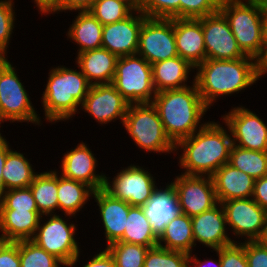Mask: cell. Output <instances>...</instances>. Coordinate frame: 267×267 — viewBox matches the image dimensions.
Segmentation results:
<instances>
[{
	"instance_id": "1",
	"label": "cell",
	"mask_w": 267,
	"mask_h": 267,
	"mask_svg": "<svg viewBox=\"0 0 267 267\" xmlns=\"http://www.w3.org/2000/svg\"><path fill=\"white\" fill-rule=\"evenodd\" d=\"M219 123L207 121L201 129L175 145L176 155L179 156L178 166L185 171L182 174L212 176L229 163L232 135L226 124L225 127ZM178 151L182 153L179 155Z\"/></svg>"
},
{
	"instance_id": "2",
	"label": "cell",
	"mask_w": 267,
	"mask_h": 267,
	"mask_svg": "<svg viewBox=\"0 0 267 267\" xmlns=\"http://www.w3.org/2000/svg\"><path fill=\"white\" fill-rule=\"evenodd\" d=\"M195 70L197 72L193 78L209 110L218 98L237 94L258 81L256 59L252 57L234 60L206 59Z\"/></svg>"
},
{
	"instance_id": "3",
	"label": "cell",
	"mask_w": 267,
	"mask_h": 267,
	"mask_svg": "<svg viewBox=\"0 0 267 267\" xmlns=\"http://www.w3.org/2000/svg\"><path fill=\"white\" fill-rule=\"evenodd\" d=\"M182 89L165 90L156 93L152 104L156 107L164 130L176 145L181 139L191 136L207 122L204 116L208 107L198 92L195 79Z\"/></svg>"
},
{
	"instance_id": "4",
	"label": "cell",
	"mask_w": 267,
	"mask_h": 267,
	"mask_svg": "<svg viewBox=\"0 0 267 267\" xmlns=\"http://www.w3.org/2000/svg\"><path fill=\"white\" fill-rule=\"evenodd\" d=\"M49 70L41 97L44 116L51 124L65 122L80 112L92 85L80 69L59 65Z\"/></svg>"
},
{
	"instance_id": "5",
	"label": "cell",
	"mask_w": 267,
	"mask_h": 267,
	"mask_svg": "<svg viewBox=\"0 0 267 267\" xmlns=\"http://www.w3.org/2000/svg\"><path fill=\"white\" fill-rule=\"evenodd\" d=\"M219 11L227 19L241 51L257 59L264 47L263 12L257 0H222Z\"/></svg>"
},
{
	"instance_id": "6",
	"label": "cell",
	"mask_w": 267,
	"mask_h": 267,
	"mask_svg": "<svg viewBox=\"0 0 267 267\" xmlns=\"http://www.w3.org/2000/svg\"><path fill=\"white\" fill-rule=\"evenodd\" d=\"M136 146L146 152L175 154V144L167 136L156 107L152 103L130 104L122 122Z\"/></svg>"
},
{
	"instance_id": "7",
	"label": "cell",
	"mask_w": 267,
	"mask_h": 267,
	"mask_svg": "<svg viewBox=\"0 0 267 267\" xmlns=\"http://www.w3.org/2000/svg\"><path fill=\"white\" fill-rule=\"evenodd\" d=\"M62 217L59 213L41 216L32 241L58 258L65 267H75L81 252L79 242L75 238L78 226L69 222V218Z\"/></svg>"
},
{
	"instance_id": "8",
	"label": "cell",
	"mask_w": 267,
	"mask_h": 267,
	"mask_svg": "<svg viewBox=\"0 0 267 267\" xmlns=\"http://www.w3.org/2000/svg\"><path fill=\"white\" fill-rule=\"evenodd\" d=\"M112 84L130 104L152 103L156 95L152 66L138 54L118 58Z\"/></svg>"
},
{
	"instance_id": "9",
	"label": "cell",
	"mask_w": 267,
	"mask_h": 267,
	"mask_svg": "<svg viewBox=\"0 0 267 267\" xmlns=\"http://www.w3.org/2000/svg\"><path fill=\"white\" fill-rule=\"evenodd\" d=\"M16 67L10 61L0 72V120L4 122H27L42 125L28 91L17 75Z\"/></svg>"
},
{
	"instance_id": "10",
	"label": "cell",
	"mask_w": 267,
	"mask_h": 267,
	"mask_svg": "<svg viewBox=\"0 0 267 267\" xmlns=\"http://www.w3.org/2000/svg\"><path fill=\"white\" fill-rule=\"evenodd\" d=\"M144 166L130 164L111 177L105 176L104 190L131 206L142 207L158 187L155 177ZM153 175V176H152Z\"/></svg>"
},
{
	"instance_id": "11",
	"label": "cell",
	"mask_w": 267,
	"mask_h": 267,
	"mask_svg": "<svg viewBox=\"0 0 267 267\" xmlns=\"http://www.w3.org/2000/svg\"><path fill=\"white\" fill-rule=\"evenodd\" d=\"M227 227L237 239L244 241L259 240L267 220V211L252 198L231 199L221 202ZM233 232V233H232Z\"/></svg>"
},
{
	"instance_id": "12",
	"label": "cell",
	"mask_w": 267,
	"mask_h": 267,
	"mask_svg": "<svg viewBox=\"0 0 267 267\" xmlns=\"http://www.w3.org/2000/svg\"><path fill=\"white\" fill-rule=\"evenodd\" d=\"M137 54L151 65L177 57L174 18H146L142 24Z\"/></svg>"
},
{
	"instance_id": "13",
	"label": "cell",
	"mask_w": 267,
	"mask_h": 267,
	"mask_svg": "<svg viewBox=\"0 0 267 267\" xmlns=\"http://www.w3.org/2000/svg\"><path fill=\"white\" fill-rule=\"evenodd\" d=\"M221 118L230 129L233 145L267 152V124L258 114L240 105L232 107Z\"/></svg>"
},
{
	"instance_id": "14",
	"label": "cell",
	"mask_w": 267,
	"mask_h": 267,
	"mask_svg": "<svg viewBox=\"0 0 267 267\" xmlns=\"http://www.w3.org/2000/svg\"><path fill=\"white\" fill-rule=\"evenodd\" d=\"M174 180V181H173ZM171 181L179 198L180 211L193 217L218 204L212 176L178 174Z\"/></svg>"
},
{
	"instance_id": "15",
	"label": "cell",
	"mask_w": 267,
	"mask_h": 267,
	"mask_svg": "<svg viewBox=\"0 0 267 267\" xmlns=\"http://www.w3.org/2000/svg\"><path fill=\"white\" fill-rule=\"evenodd\" d=\"M198 20L202 24L206 59L234 60L249 57L241 51L227 19L220 11Z\"/></svg>"
},
{
	"instance_id": "16",
	"label": "cell",
	"mask_w": 267,
	"mask_h": 267,
	"mask_svg": "<svg viewBox=\"0 0 267 267\" xmlns=\"http://www.w3.org/2000/svg\"><path fill=\"white\" fill-rule=\"evenodd\" d=\"M130 103L116 90L112 83L90 87L81 109L93 117L99 125L125 119Z\"/></svg>"
},
{
	"instance_id": "17",
	"label": "cell",
	"mask_w": 267,
	"mask_h": 267,
	"mask_svg": "<svg viewBox=\"0 0 267 267\" xmlns=\"http://www.w3.org/2000/svg\"><path fill=\"white\" fill-rule=\"evenodd\" d=\"M146 18L141 11L135 10L124 20L103 25L101 48L118 57L137 54L139 34Z\"/></svg>"
},
{
	"instance_id": "18",
	"label": "cell",
	"mask_w": 267,
	"mask_h": 267,
	"mask_svg": "<svg viewBox=\"0 0 267 267\" xmlns=\"http://www.w3.org/2000/svg\"><path fill=\"white\" fill-rule=\"evenodd\" d=\"M95 156L88 144L81 141L74 149L72 148L63 154L58 173L64 177L82 182L94 191L103 189L106 174L102 172L97 174L98 160Z\"/></svg>"
},
{
	"instance_id": "19",
	"label": "cell",
	"mask_w": 267,
	"mask_h": 267,
	"mask_svg": "<svg viewBox=\"0 0 267 267\" xmlns=\"http://www.w3.org/2000/svg\"><path fill=\"white\" fill-rule=\"evenodd\" d=\"M194 247L196 243L212 250L230 245L234 242L228 234L225 213L221 203L212 209L191 217Z\"/></svg>"
},
{
	"instance_id": "20",
	"label": "cell",
	"mask_w": 267,
	"mask_h": 267,
	"mask_svg": "<svg viewBox=\"0 0 267 267\" xmlns=\"http://www.w3.org/2000/svg\"><path fill=\"white\" fill-rule=\"evenodd\" d=\"M142 209L152 231L159 238L166 225L181 213L173 184L168 182L165 187H157Z\"/></svg>"
},
{
	"instance_id": "21",
	"label": "cell",
	"mask_w": 267,
	"mask_h": 267,
	"mask_svg": "<svg viewBox=\"0 0 267 267\" xmlns=\"http://www.w3.org/2000/svg\"><path fill=\"white\" fill-rule=\"evenodd\" d=\"M174 35L178 56L195 68L206 60L202 24L198 19L174 18Z\"/></svg>"
},
{
	"instance_id": "22",
	"label": "cell",
	"mask_w": 267,
	"mask_h": 267,
	"mask_svg": "<svg viewBox=\"0 0 267 267\" xmlns=\"http://www.w3.org/2000/svg\"><path fill=\"white\" fill-rule=\"evenodd\" d=\"M92 199L97 202V210L100 211L106 246L119 241L123 237L131 205L112 197L104 189L94 191Z\"/></svg>"
},
{
	"instance_id": "23",
	"label": "cell",
	"mask_w": 267,
	"mask_h": 267,
	"mask_svg": "<svg viewBox=\"0 0 267 267\" xmlns=\"http://www.w3.org/2000/svg\"><path fill=\"white\" fill-rule=\"evenodd\" d=\"M218 203L239 198H252L255 179L245 172L224 164L212 175Z\"/></svg>"
},
{
	"instance_id": "24",
	"label": "cell",
	"mask_w": 267,
	"mask_h": 267,
	"mask_svg": "<svg viewBox=\"0 0 267 267\" xmlns=\"http://www.w3.org/2000/svg\"><path fill=\"white\" fill-rule=\"evenodd\" d=\"M118 58L107 49L99 48L77 54L75 65L91 85L108 84L113 82Z\"/></svg>"
},
{
	"instance_id": "25",
	"label": "cell",
	"mask_w": 267,
	"mask_h": 267,
	"mask_svg": "<svg viewBox=\"0 0 267 267\" xmlns=\"http://www.w3.org/2000/svg\"><path fill=\"white\" fill-rule=\"evenodd\" d=\"M41 214L38 211L0 209V232L6 242L32 240Z\"/></svg>"
},
{
	"instance_id": "26",
	"label": "cell",
	"mask_w": 267,
	"mask_h": 267,
	"mask_svg": "<svg viewBox=\"0 0 267 267\" xmlns=\"http://www.w3.org/2000/svg\"><path fill=\"white\" fill-rule=\"evenodd\" d=\"M151 66L156 93L190 86L189 75L191 71L195 72V67L180 56L153 63Z\"/></svg>"
},
{
	"instance_id": "27",
	"label": "cell",
	"mask_w": 267,
	"mask_h": 267,
	"mask_svg": "<svg viewBox=\"0 0 267 267\" xmlns=\"http://www.w3.org/2000/svg\"><path fill=\"white\" fill-rule=\"evenodd\" d=\"M74 17L66 36L78 45L77 54L101 48L103 25L89 11H78Z\"/></svg>"
},
{
	"instance_id": "28",
	"label": "cell",
	"mask_w": 267,
	"mask_h": 267,
	"mask_svg": "<svg viewBox=\"0 0 267 267\" xmlns=\"http://www.w3.org/2000/svg\"><path fill=\"white\" fill-rule=\"evenodd\" d=\"M93 194L94 190L90 186L58 173V210L64 213L65 218H75Z\"/></svg>"
},
{
	"instance_id": "29",
	"label": "cell",
	"mask_w": 267,
	"mask_h": 267,
	"mask_svg": "<svg viewBox=\"0 0 267 267\" xmlns=\"http://www.w3.org/2000/svg\"><path fill=\"white\" fill-rule=\"evenodd\" d=\"M158 246L187 254L194 253V239L191 217L180 213L170 221L158 238Z\"/></svg>"
},
{
	"instance_id": "30",
	"label": "cell",
	"mask_w": 267,
	"mask_h": 267,
	"mask_svg": "<svg viewBox=\"0 0 267 267\" xmlns=\"http://www.w3.org/2000/svg\"><path fill=\"white\" fill-rule=\"evenodd\" d=\"M38 212L44 215L57 214L58 210V171L39 172L30 184Z\"/></svg>"
},
{
	"instance_id": "31",
	"label": "cell",
	"mask_w": 267,
	"mask_h": 267,
	"mask_svg": "<svg viewBox=\"0 0 267 267\" xmlns=\"http://www.w3.org/2000/svg\"><path fill=\"white\" fill-rule=\"evenodd\" d=\"M30 160L17 150L12 149L6 157L3 167L5 191L29 187L38 172H35Z\"/></svg>"
},
{
	"instance_id": "32",
	"label": "cell",
	"mask_w": 267,
	"mask_h": 267,
	"mask_svg": "<svg viewBox=\"0 0 267 267\" xmlns=\"http://www.w3.org/2000/svg\"><path fill=\"white\" fill-rule=\"evenodd\" d=\"M121 242L143 245L149 248L158 245V237L151 229L142 207L131 206Z\"/></svg>"
},
{
	"instance_id": "33",
	"label": "cell",
	"mask_w": 267,
	"mask_h": 267,
	"mask_svg": "<svg viewBox=\"0 0 267 267\" xmlns=\"http://www.w3.org/2000/svg\"><path fill=\"white\" fill-rule=\"evenodd\" d=\"M229 164L258 179L267 175V152L247 150L233 145Z\"/></svg>"
},
{
	"instance_id": "34",
	"label": "cell",
	"mask_w": 267,
	"mask_h": 267,
	"mask_svg": "<svg viewBox=\"0 0 267 267\" xmlns=\"http://www.w3.org/2000/svg\"><path fill=\"white\" fill-rule=\"evenodd\" d=\"M105 249L113 257L117 267H143L149 247L117 241Z\"/></svg>"
},
{
	"instance_id": "35",
	"label": "cell",
	"mask_w": 267,
	"mask_h": 267,
	"mask_svg": "<svg viewBox=\"0 0 267 267\" xmlns=\"http://www.w3.org/2000/svg\"><path fill=\"white\" fill-rule=\"evenodd\" d=\"M102 25L130 16L135 9L124 0H97L88 10Z\"/></svg>"
},
{
	"instance_id": "36",
	"label": "cell",
	"mask_w": 267,
	"mask_h": 267,
	"mask_svg": "<svg viewBox=\"0 0 267 267\" xmlns=\"http://www.w3.org/2000/svg\"><path fill=\"white\" fill-rule=\"evenodd\" d=\"M19 256L20 267H65L58 258L32 240L19 241Z\"/></svg>"
},
{
	"instance_id": "37",
	"label": "cell",
	"mask_w": 267,
	"mask_h": 267,
	"mask_svg": "<svg viewBox=\"0 0 267 267\" xmlns=\"http://www.w3.org/2000/svg\"><path fill=\"white\" fill-rule=\"evenodd\" d=\"M143 267H189V254L157 245L149 248Z\"/></svg>"
},
{
	"instance_id": "38",
	"label": "cell",
	"mask_w": 267,
	"mask_h": 267,
	"mask_svg": "<svg viewBox=\"0 0 267 267\" xmlns=\"http://www.w3.org/2000/svg\"><path fill=\"white\" fill-rule=\"evenodd\" d=\"M0 209L38 211L30 187L6 190L0 197Z\"/></svg>"
},
{
	"instance_id": "39",
	"label": "cell",
	"mask_w": 267,
	"mask_h": 267,
	"mask_svg": "<svg viewBox=\"0 0 267 267\" xmlns=\"http://www.w3.org/2000/svg\"><path fill=\"white\" fill-rule=\"evenodd\" d=\"M14 0H0V54L7 55L8 45L15 28L16 14Z\"/></svg>"
},
{
	"instance_id": "40",
	"label": "cell",
	"mask_w": 267,
	"mask_h": 267,
	"mask_svg": "<svg viewBox=\"0 0 267 267\" xmlns=\"http://www.w3.org/2000/svg\"><path fill=\"white\" fill-rule=\"evenodd\" d=\"M139 11L148 18H180V0H142Z\"/></svg>"
},
{
	"instance_id": "41",
	"label": "cell",
	"mask_w": 267,
	"mask_h": 267,
	"mask_svg": "<svg viewBox=\"0 0 267 267\" xmlns=\"http://www.w3.org/2000/svg\"><path fill=\"white\" fill-rule=\"evenodd\" d=\"M222 0H180L181 19H199L219 11Z\"/></svg>"
},
{
	"instance_id": "42",
	"label": "cell",
	"mask_w": 267,
	"mask_h": 267,
	"mask_svg": "<svg viewBox=\"0 0 267 267\" xmlns=\"http://www.w3.org/2000/svg\"><path fill=\"white\" fill-rule=\"evenodd\" d=\"M221 267H248L244 241L233 242L219 249Z\"/></svg>"
},
{
	"instance_id": "43",
	"label": "cell",
	"mask_w": 267,
	"mask_h": 267,
	"mask_svg": "<svg viewBox=\"0 0 267 267\" xmlns=\"http://www.w3.org/2000/svg\"><path fill=\"white\" fill-rule=\"evenodd\" d=\"M248 267H267V247L259 240L244 241Z\"/></svg>"
},
{
	"instance_id": "44",
	"label": "cell",
	"mask_w": 267,
	"mask_h": 267,
	"mask_svg": "<svg viewBox=\"0 0 267 267\" xmlns=\"http://www.w3.org/2000/svg\"><path fill=\"white\" fill-rule=\"evenodd\" d=\"M0 267H20L19 241L5 242L0 247Z\"/></svg>"
},
{
	"instance_id": "45",
	"label": "cell",
	"mask_w": 267,
	"mask_h": 267,
	"mask_svg": "<svg viewBox=\"0 0 267 267\" xmlns=\"http://www.w3.org/2000/svg\"><path fill=\"white\" fill-rule=\"evenodd\" d=\"M252 199L267 211V175L255 179Z\"/></svg>"
},
{
	"instance_id": "46",
	"label": "cell",
	"mask_w": 267,
	"mask_h": 267,
	"mask_svg": "<svg viewBox=\"0 0 267 267\" xmlns=\"http://www.w3.org/2000/svg\"><path fill=\"white\" fill-rule=\"evenodd\" d=\"M95 255L83 264V267H117L113 257L109 254V252L104 249Z\"/></svg>"
},
{
	"instance_id": "47",
	"label": "cell",
	"mask_w": 267,
	"mask_h": 267,
	"mask_svg": "<svg viewBox=\"0 0 267 267\" xmlns=\"http://www.w3.org/2000/svg\"><path fill=\"white\" fill-rule=\"evenodd\" d=\"M97 0H62L61 12L88 11Z\"/></svg>"
},
{
	"instance_id": "48",
	"label": "cell",
	"mask_w": 267,
	"mask_h": 267,
	"mask_svg": "<svg viewBox=\"0 0 267 267\" xmlns=\"http://www.w3.org/2000/svg\"><path fill=\"white\" fill-rule=\"evenodd\" d=\"M39 14L50 15L61 12L62 0H32Z\"/></svg>"
},
{
	"instance_id": "49",
	"label": "cell",
	"mask_w": 267,
	"mask_h": 267,
	"mask_svg": "<svg viewBox=\"0 0 267 267\" xmlns=\"http://www.w3.org/2000/svg\"><path fill=\"white\" fill-rule=\"evenodd\" d=\"M216 252V256H218V261L214 259H204L200 260L198 257H196V254H189V267H221L220 263V255H219V249L213 250Z\"/></svg>"
},
{
	"instance_id": "50",
	"label": "cell",
	"mask_w": 267,
	"mask_h": 267,
	"mask_svg": "<svg viewBox=\"0 0 267 267\" xmlns=\"http://www.w3.org/2000/svg\"><path fill=\"white\" fill-rule=\"evenodd\" d=\"M12 150L11 146L9 145V142L6 140V138L0 142V197L5 192V183L3 181V167L6 162L7 154Z\"/></svg>"
},
{
	"instance_id": "51",
	"label": "cell",
	"mask_w": 267,
	"mask_h": 267,
	"mask_svg": "<svg viewBox=\"0 0 267 267\" xmlns=\"http://www.w3.org/2000/svg\"><path fill=\"white\" fill-rule=\"evenodd\" d=\"M256 66H257V78L258 80H260L261 77L267 74V46L263 47L262 53L256 59Z\"/></svg>"
},
{
	"instance_id": "52",
	"label": "cell",
	"mask_w": 267,
	"mask_h": 267,
	"mask_svg": "<svg viewBox=\"0 0 267 267\" xmlns=\"http://www.w3.org/2000/svg\"><path fill=\"white\" fill-rule=\"evenodd\" d=\"M262 34L264 46H267V14L263 13L262 18Z\"/></svg>"
},
{
	"instance_id": "53",
	"label": "cell",
	"mask_w": 267,
	"mask_h": 267,
	"mask_svg": "<svg viewBox=\"0 0 267 267\" xmlns=\"http://www.w3.org/2000/svg\"><path fill=\"white\" fill-rule=\"evenodd\" d=\"M130 4L135 10H140L142 0H124Z\"/></svg>"
},
{
	"instance_id": "54",
	"label": "cell",
	"mask_w": 267,
	"mask_h": 267,
	"mask_svg": "<svg viewBox=\"0 0 267 267\" xmlns=\"http://www.w3.org/2000/svg\"><path fill=\"white\" fill-rule=\"evenodd\" d=\"M259 241L265 245L267 247V220H266V224H265V228L263 230L262 236L259 239Z\"/></svg>"
},
{
	"instance_id": "55",
	"label": "cell",
	"mask_w": 267,
	"mask_h": 267,
	"mask_svg": "<svg viewBox=\"0 0 267 267\" xmlns=\"http://www.w3.org/2000/svg\"><path fill=\"white\" fill-rule=\"evenodd\" d=\"M8 56L5 54H0V72L1 69L9 62Z\"/></svg>"
},
{
	"instance_id": "56",
	"label": "cell",
	"mask_w": 267,
	"mask_h": 267,
	"mask_svg": "<svg viewBox=\"0 0 267 267\" xmlns=\"http://www.w3.org/2000/svg\"><path fill=\"white\" fill-rule=\"evenodd\" d=\"M257 2L262 12L267 14V0H257Z\"/></svg>"
},
{
	"instance_id": "57",
	"label": "cell",
	"mask_w": 267,
	"mask_h": 267,
	"mask_svg": "<svg viewBox=\"0 0 267 267\" xmlns=\"http://www.w3.org/2000/svg\"><path fill=\"white\" fill-rule=\"evenodd\" d=\"M3 122L0 120V130H1V124H2ZM5 139V137L2 135V133L0 132V142H2L3 140Z\"/></svg>"
},
{
	"instance_id": "58",
	"label": "cell",
	"mask_w": 267,
	"mask_h": 267,
	"mask_svg": "<svg viewBox=\"0 0 267 267\" xmlns=\"http://www.w3.org/2000/svg\"><path fill=\"white\" fill-rule=\"evenodd\" d=\"M5 239L3 238V236L0 234V247L5 243Z\"/></svg>"
}]
</instances>
